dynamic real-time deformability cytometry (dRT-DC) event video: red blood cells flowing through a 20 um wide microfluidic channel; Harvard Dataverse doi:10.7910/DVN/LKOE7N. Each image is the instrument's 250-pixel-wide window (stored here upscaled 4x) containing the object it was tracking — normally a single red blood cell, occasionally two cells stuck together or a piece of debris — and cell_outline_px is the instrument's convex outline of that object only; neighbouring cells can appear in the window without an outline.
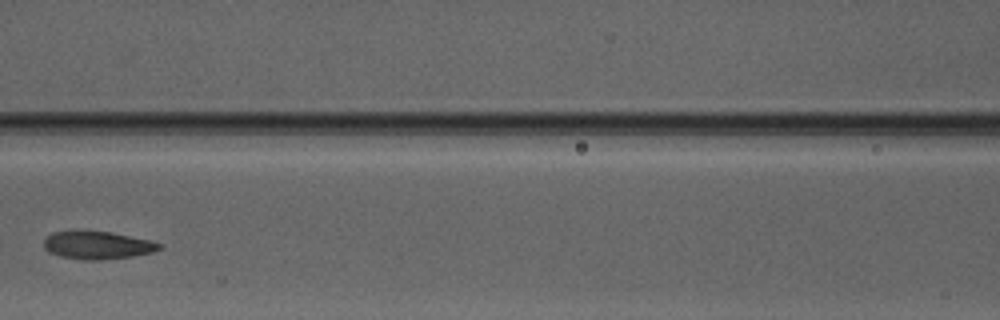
{"species": "Egyptian fruit bat (a non-hibernating species)", "species_latin": "Rousettus aegyptiacus", "temperature_condition": "warm", "stored_images_in_passage": 4, "camera_frame_rate_fps": 3000, "um_per_image_px": 0.085, "animal": {"sex": "male"}, "frame": {"image": 1, "passage_image": 4, "time_ms": 3.667, "image_size_px": [1000, 320], "cell_outline_px": [[164, 244], [160, 248], [152, 252], [132, 256], [100, 260], [84, 260], [60, 256], [48, 252], [44, 248], [44, 240], [52, 232], [112, 232], [152, 240]], "centroid_in_image_um": [8.32, 20.85], "position_along_channel_um": 158.3, "area_um2": 18.55}}